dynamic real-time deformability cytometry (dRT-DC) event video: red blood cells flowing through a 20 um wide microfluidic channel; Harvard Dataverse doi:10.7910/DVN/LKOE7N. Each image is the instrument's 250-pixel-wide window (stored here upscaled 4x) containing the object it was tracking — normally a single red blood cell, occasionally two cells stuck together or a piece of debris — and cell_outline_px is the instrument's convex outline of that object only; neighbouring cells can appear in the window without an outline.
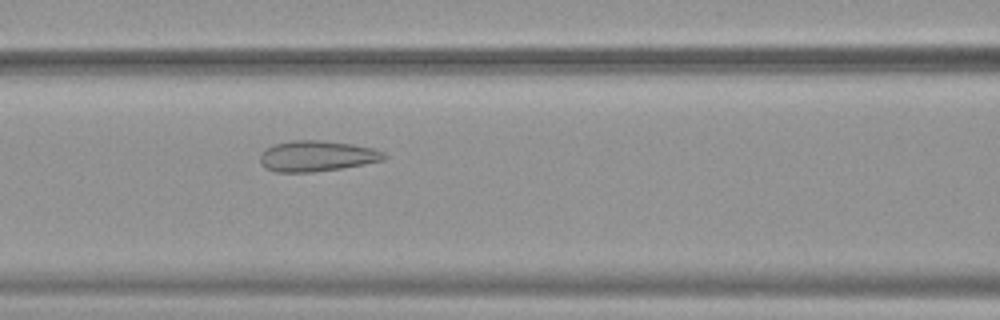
{"species": "common noctule bat (a hibernating species)", "species_latin": "Nyctalus noctula", "temperature_condition": "warm", "stored_images_in_passage": 52, "camera_frame_rate_fps": 3000, "um_per_image_px": 0.085, "animal": {"sex": "female", "body_mass_g": 19.9}, "frame": {"image": 1, "passage_image": 23, "time_ms": 7.333, "image_size_px": [1000, 320], "cell_outline_px": [[388, 156], [384, 160], [364, 164], [340, 168], [312, 172], [276, 172], [264, 168], [260, 160], [260, 152], [264, 148], [272, 144], [292, 140], [316, 140], [352, 144], [372, 148], [384, 152]], "centroid_in_image_um": [26.89, 13.26], "position_along_channel_um": 139.7, "area_um2": 22.31}}
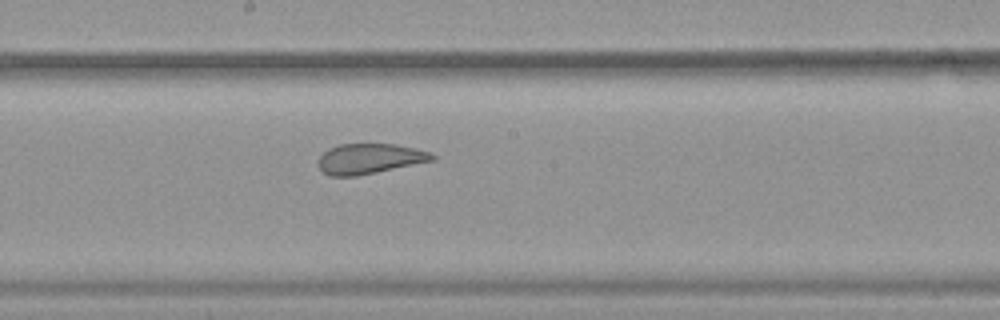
{"frame": {"image": 2, "passage_image": 29, "time_ms": 9.333, "image_size_px": [1000, 320], "cell_outline_px": [[436, 160], [356, 176], [328, 176], [316, 164], [316, 160], [328, 148], [340, 144], [396, 144], [416, 148], [432, 152], [436, 156]], "centroid_in_image_um": [31.42, 13.48], "position_along_channel_um": 216.8, "area_um2": 20.29}}
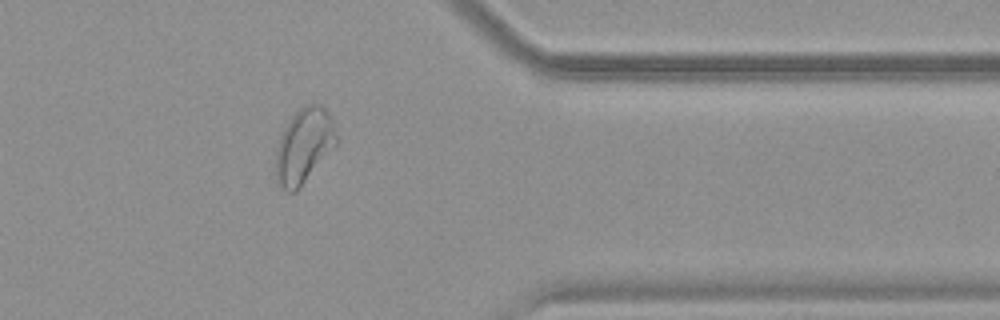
{"frame": {"image": 3, "passage_image": 43, "time_ms": 14.0, "image_size_px": [1000, 320], "cell_outline_px": [[336, 144], [296, 192], [288, 192], [276, 180], [276, 152], [280, 136], [284, 128], [292, 116], [300, 108], [308, 104], [320, 104], [324, 108], [332, 120], [336, 136]], "centroid_in_image_um": [25.81, 12.39], "position_along_channel_um": 385.6, "area_um2": 25.78}, "authors_computed_cell_mechanics": {"area_um2": 26.6458, "velocity_mm_per_s": 3.8758, "shape_relaxation_time_tau1_ms": null, "shape_relaxation_time_tau2_ms": 0.8805, "deformation_change_tau1": null, "deformation_change_tau2": 0.0891}}